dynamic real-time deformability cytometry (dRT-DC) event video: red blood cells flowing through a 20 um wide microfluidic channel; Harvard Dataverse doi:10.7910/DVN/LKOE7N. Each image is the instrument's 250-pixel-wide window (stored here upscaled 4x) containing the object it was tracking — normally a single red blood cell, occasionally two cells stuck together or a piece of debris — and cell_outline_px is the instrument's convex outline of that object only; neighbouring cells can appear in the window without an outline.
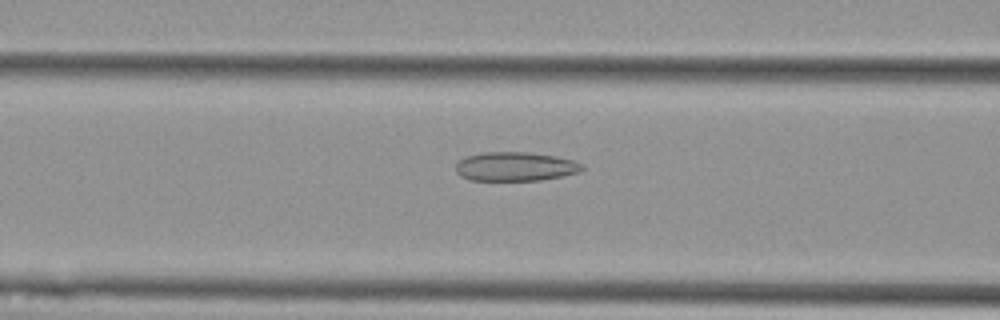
{"species": "Egyptian fruit bat (a non-hibernating species)", "species_latin": "Rousettus aegyptiacus", "temperature_condition": "cold", "stored_images_in_passage": 42, "camera_frame_rate_fps": 3000, "um_per_image_px": 0.085, "animal": {"sex": "female"}, "frame": {"image": 1, "passage_image": 9, "time_ms": 2.667, "image_size_px": [1000, 320], "cell_outline_px": [[584, 168], [580, 172], [540, 180], [472, 180], [460, 176], [456, 172], [456, 164], [460, 160], [468, 156], [484, 152], [528, 152], [556, 156], [576, 160], [584, 164]], "centroid_in_image_um": [43.84, 14.15], "position_along_channel_um": 122.8, "area_um2": 21.39}}
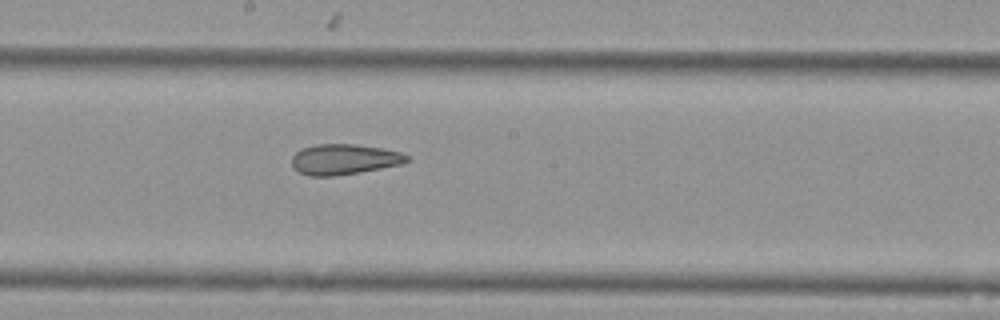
{"frame": {"image": 2, "passage_image": 17, "time_ms": 5.333, "image_size_px": [1000, 320], "cell_outline_px": [[408, 160], [400, 164], [360, 172], [336, 176], [308, 176], [300, 172], [292, 164], [292, 156], [300, 148], [316, 144], [356, 144], [380, 148], [400, 152], [408, 156]], "centroid_in_image_um": [29.21, 13.54], "position_along_channel_um": 219.0, "area_um2": 20.29}}
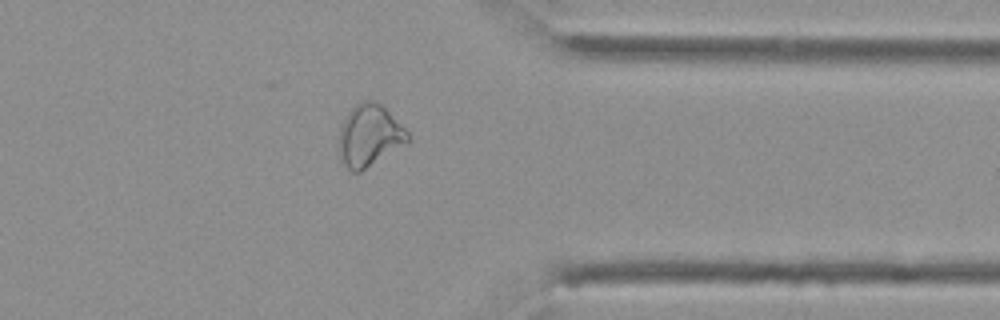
{"frame": {"image": 3, "passage_image": 31, "time_ms": 10.0, "image_size_px": [1000, 320], "cell_outline_px": [[412, 136], [408, 140], [360, 172], [352, 172], [344, 164], [340, 152], [340, 128], [348, 112], [360, 100], [372, 100], [380, 104]], "centroid_in_image_um": [31.38, 11.5], "position_along_channel_um": 380.0, "area_um2": 23.87}, "authors_computed_cell_mechanics": {"area_um2": 22.5131, "velocity_mm_per_s": 3.6173, "shape_relaxation_time_tau1_ms": null, "shape_relaxation_time_tau2_ms": 3.7355, "deformation_change_tau1": null, "deformation_change_tau2": 0.131}}